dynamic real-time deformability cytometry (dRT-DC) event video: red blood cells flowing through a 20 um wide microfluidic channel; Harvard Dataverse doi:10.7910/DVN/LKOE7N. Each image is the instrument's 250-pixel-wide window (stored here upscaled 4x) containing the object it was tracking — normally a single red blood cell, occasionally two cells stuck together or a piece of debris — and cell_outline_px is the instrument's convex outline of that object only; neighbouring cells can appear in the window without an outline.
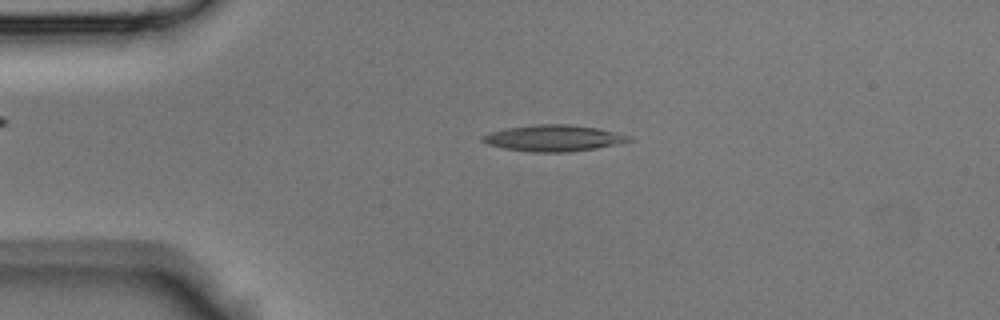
{"species": "Egyptian fruit bat (a non-hibernating species)", "species_latin": "Rousettus aegyptiacus", "temperature_condition": "room temperature", "stored_images_in_passage": 43, "camera_frame_rate_fps": 3000, "um_per_image_px": 0.085, "animal": {"sex": "male"}, "frame": {"image": 1, "passage_image": 9, "time_ms": 2.667, "image_size_px": [1000, 320], "cell_outline_px": [[632, 140], [596, 148], [568, 152], [532, 152], [504, 148], [488, 144], [480, 140], [480, 136], [488, 132], [504, 128], [536, 124], [568, 124], [600, 128], [632, 136]], "centroid_in_image_um": [47.01, 11.73], "position_along_channel_um": 38.0, "area_um2": 22.54}}
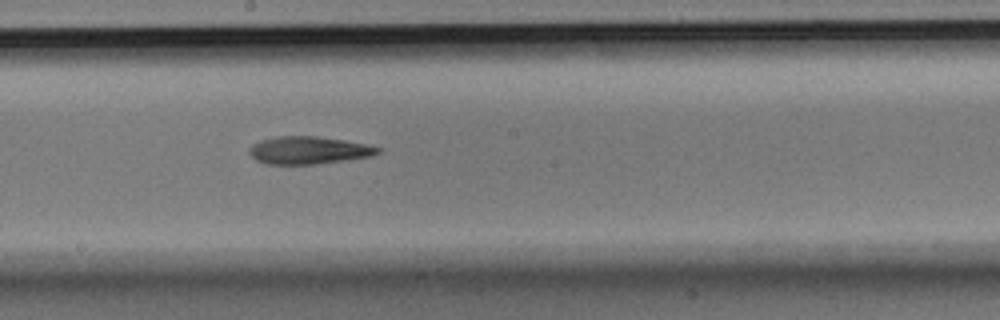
{"frame": {"image": 2, "passage_image": 23, "time_ms": 7.333, "image_size_px": [1000, 320], "cell_outline_px": [[380, 152], [372, 156], [316, 164], [264, 164], [256, 160], [248, 152], [260, 140], [276, 136], [316, 136], [344, 140], [364, 144], [380, 148]], "centroid_in_image_um": [26.22, 12.77], "position_along_channel_um": 222.0, "area_um2": 20.4}}
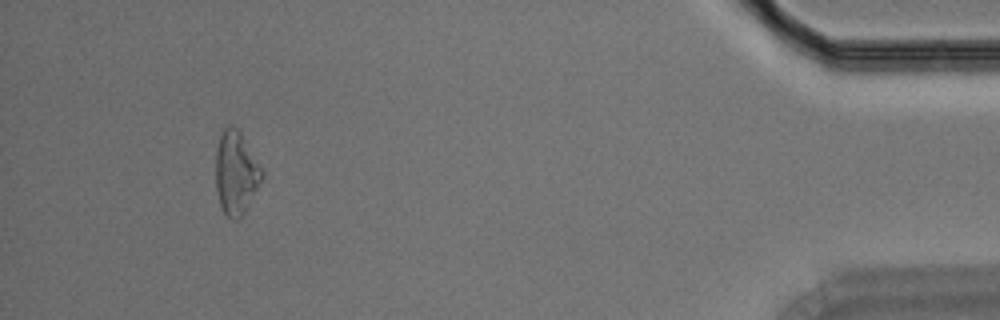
{"frame": {"image": 3, "passage_image": 40, "time_ms": 13.0, "image_size_px": [1000, 320], "cell_outline_px": [[264, 176], [244, 212], [236, 220], [232, 220], [224, 212], [220, 204], [216, 188], [216, 148], [220, 136], [224, 128], [228, 124], [232, 124], [240, 132], [264, 172]], "centroid_in_image_um": [20.05, 14.67], "position_along_channel_um": 415.2, "area_um2": 22.14}}